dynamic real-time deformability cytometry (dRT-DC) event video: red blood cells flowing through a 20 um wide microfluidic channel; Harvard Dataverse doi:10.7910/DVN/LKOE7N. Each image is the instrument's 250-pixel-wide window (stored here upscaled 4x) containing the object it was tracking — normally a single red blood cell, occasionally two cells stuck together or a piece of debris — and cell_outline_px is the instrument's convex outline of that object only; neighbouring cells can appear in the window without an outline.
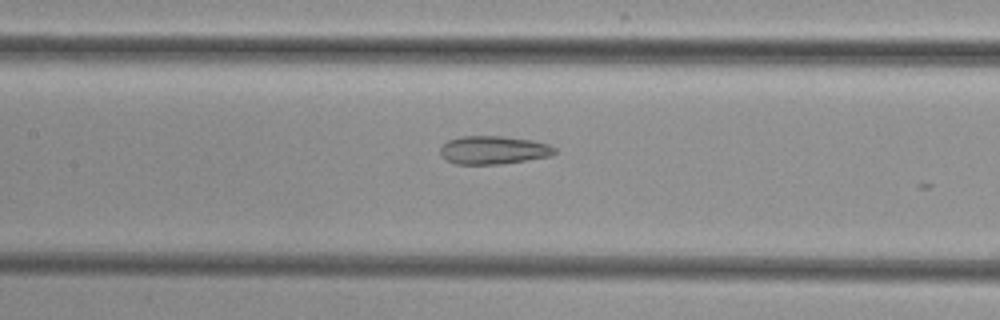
{"species": "common noctule bat (a hibernating species)", "species_latin": "Nyctalus noctula", "temperature_condition": "cold", "stored_images_in_passage": 21, "camera_frame_rate_fps": 3000, "um_per_image_px": 0.085, "animal": {"sex": "female", "body_mass_g": 29.2, "forearm_length_mm": 56.3}, "frame": {"image": 1, "passage_image": 20, "time_ms": 6.333, "image_size_px": [1000, 320], "cell_outline_px": [[556, 152], [552, 156], [500, 164], [456, 164], [444, 160], [440, 156], [440, 148], [448, 140], [460, 136], [500, 136], [532, 140], [548, 144], [556, 148]], "centroid_in_image_um": [41.92, 12.76], "position_along_channel_um": 165.5, "area_um2": 18.96}}